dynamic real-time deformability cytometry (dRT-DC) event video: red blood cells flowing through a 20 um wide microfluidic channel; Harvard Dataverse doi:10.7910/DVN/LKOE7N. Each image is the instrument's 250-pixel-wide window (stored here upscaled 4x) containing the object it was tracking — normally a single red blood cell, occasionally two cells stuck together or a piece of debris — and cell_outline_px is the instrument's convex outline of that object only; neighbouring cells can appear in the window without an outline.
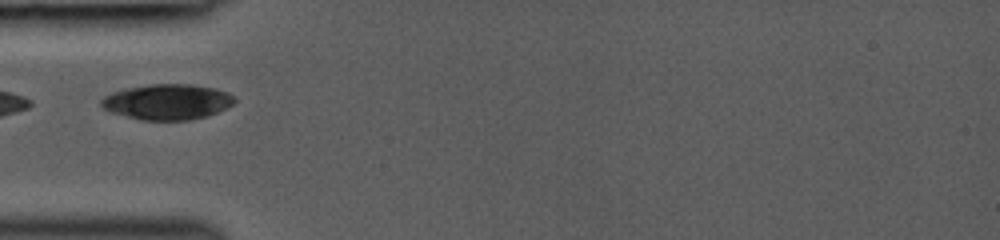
{"species": "common noctule bat (a hibernating species)", "species_latin": "Nyctalus noctula", "temperature_condition": "room temperature", "stored_images_in_passage": 27, "camera_frame_rate_fps": 3000, "um_per_image_px": 0.085, "animal": {"sex": "female", "body_mass_g": 19.0, "forearm_length_mm": 53.3}, "frame": {"image": 1, "passage_image": 2, "time_ms": 0.333, "image_size_px": [1000, 240], "cell_outline_px": [[236, 100], [232, 104], [208, 116], [188, 120], [140, 120], [112, 112], [104, 108], [100, 104], [100, 100], [104, 96], [112, 92], [124, 88], [152, 84], [192, 84], [216, 88], [228, 92]], "centroid_in_image_um": [14.21, 8.65], "position_along_channel_um": 70.8, "area_um2": 27.57}}
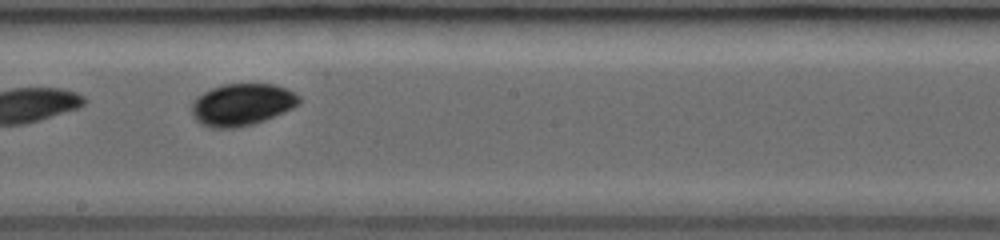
{"frame": {"image": 2, "passage_image": 14, "time_ms": 4.0, "image_size_px": [1000, 240], "cell_outline_px": [[300, 104], [284, 112], [264, 120], [252, 124], [232, 128], [208, 128], [200, 124], [196, 120], [192, 112], [192, 100], [196, 96], [212, 88], [224, 84], [276, 84], [288, 88], [296, 92], [300, 96]], "centroid_in_image_um": [20.58, 8.88], "position_along_channel_um": 227.6, "area_um2": 26.53}}
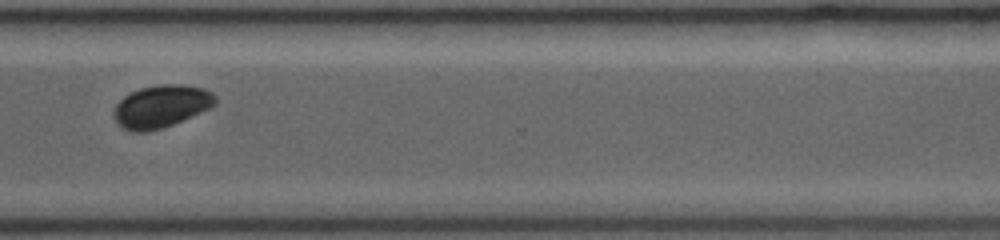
{"frame": {"image": 3, "passage_image": 25, "time_ms": 7.0, "image_size_px": [1000, 240], "cell_outline_px": [[216, 104], [200, 112], [172, 124], [148, 132], [136, 132], [120, 128], [116, 124], [116, 104], [124, 96], [140, 88], [160, 84], [180, 84], [204, 88], [212, 92], [216, 96]], "centroid_in_image_um": [13.7, 9.03], "position_along_channel_um": 356.9, "area_um2": 24.85}}